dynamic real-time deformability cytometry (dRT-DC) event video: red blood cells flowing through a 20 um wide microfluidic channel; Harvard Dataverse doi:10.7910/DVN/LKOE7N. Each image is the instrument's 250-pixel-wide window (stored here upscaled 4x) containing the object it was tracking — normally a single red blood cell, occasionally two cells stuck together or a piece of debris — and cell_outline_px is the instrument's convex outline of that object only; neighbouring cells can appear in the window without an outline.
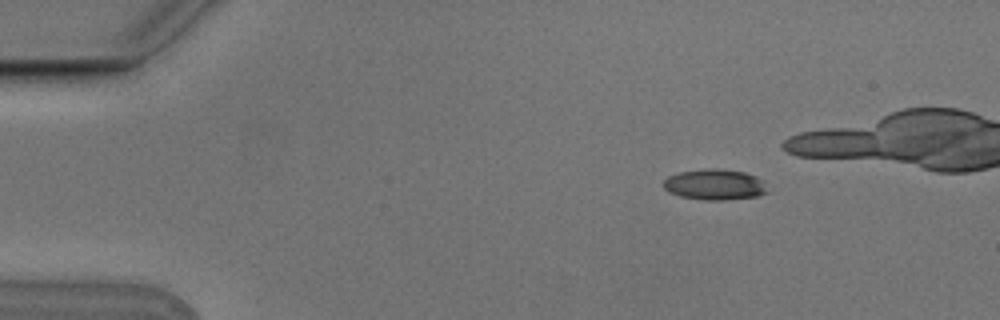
{"species": "Egyptian fruit bat (a non-hibernating species)", "species_latin": "Rousettus aegyptiacus", "temperature_condition": "cold", "stored_images_in_passage": 5, "camera_frame_rate_fps": 3000, "um_per_image_px": 0.085, "animal": {"sex": "male"}, "frame": {"image": 1, "passage_image": 2, "time_ms": 0.333, "image_size_px": [1000, 320], "cell_outline_px": [[768, 192], [756, 196], [724, 200], [704, 200], [680, 196], [668, 192], [664, 188], [664, 180], [668, 176], [680, 172], [704, 168], [716, 168], [744, 172], [756, 176], [764, 180]], "centroid_in_image_um": [60.76, 15.68], "position_along_channel_um": 24.2, "area_um2": 18.73}}